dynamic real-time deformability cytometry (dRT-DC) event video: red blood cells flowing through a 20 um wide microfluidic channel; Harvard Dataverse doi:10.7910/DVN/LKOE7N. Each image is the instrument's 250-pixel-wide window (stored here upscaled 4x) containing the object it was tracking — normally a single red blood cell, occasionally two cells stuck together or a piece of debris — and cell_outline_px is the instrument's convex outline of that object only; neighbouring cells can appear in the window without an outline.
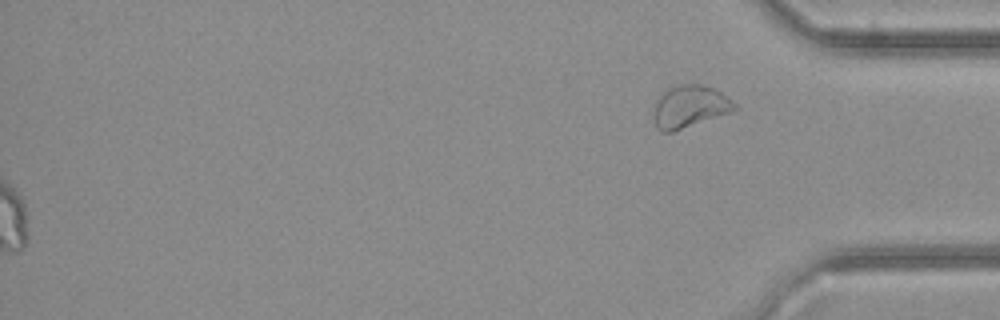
{"species": "common noctule bat (a hibernating species)", "species_latin": "Nyctalus noctula", "temperature_condition": "cold", "stored_images_in_passage": 30, "segment_of_instrument_passage": [2, 2], "camera_frame_rate_fps": 3000, "um_per_image_px": 0.085, "animal": {"sex": "female", "body_mass_g": 21.9}, "frame": {"image": 1, "passage_image": 30, "time_ms": 9.667, "image_size_px": [1000, 320], "cell_outline_px": [[736, 108], [728, 112], [672, 132], [660, 132], [656, 128], [652, 112], [656, 100], [668, 88], [680, 84], [700, 84], [712, 88], [720, 92], [732, 100], [736, 104]], "centroid_in_image_um": [58.55, 9.06], "position_along_channel_um": 376.6, "area_um2": 19.65}}